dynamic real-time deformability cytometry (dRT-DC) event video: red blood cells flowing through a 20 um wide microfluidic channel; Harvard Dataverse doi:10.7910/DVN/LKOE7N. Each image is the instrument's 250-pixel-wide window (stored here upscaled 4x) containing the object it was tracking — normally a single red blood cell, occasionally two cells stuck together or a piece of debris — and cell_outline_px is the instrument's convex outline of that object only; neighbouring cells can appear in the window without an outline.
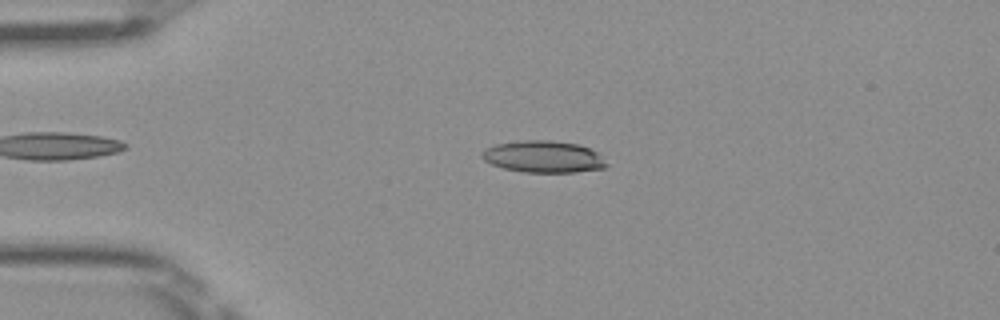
{"species": "Egyptian fruit bat (a non-hibernating species)", "species_latin": "Rousettus aegyptiacus", "temperature_condition": "room temperature", "stored_images_in_passage": 49, "camera_frame_rate_fps": 3000, "um_per_image_px": 0.085, "frame": {"image": 1, "passage_image": 11, "time_ms": 3.333, "image_size_px": [1000, 320], "cell_outline_px": [[608, 164], [604, 168], [576, 172], [524, 172], [504, 168], [492, 164], [484, 160], [480, 156], [480, 152], [496, 144], [524, 140], [552, 140], [580, 144], [596, 152]], "centroid_in_image_um": [46.18, 13.31], "position_along_channel_um": 38.8, "area_um2": 23.0}}
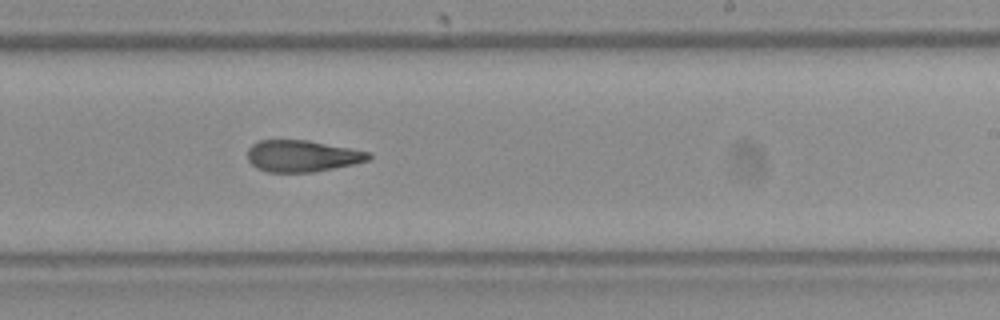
{"frame": {"image": 2, "passage_image": 30, "time_ms": 9.667, "image_size_px": [1000, 320], "cell_outline_px": [[372, 160], [312, 172], [268, 172], [256, 168], [248, 160], [248, 148], [252, 144], [260, 140], [308, 140], [372, 152]], "centroid_in_image_um": [25.71, 13.25], "position_along_channel_um": 263.3, "area_um2": 22.37}}
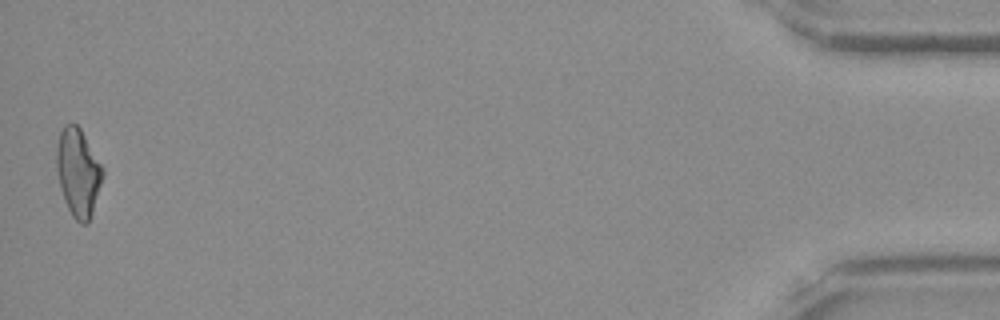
{"frame": {"image": 3, "passage_image": 49, "time_ms": 16.0, "image_size_px": [1000, 320], "cell_outline_px": [[104, 176], [88, 224], [80, 224], [72, 216], [64, 200], [60, 188], [56, 168], [56, 148], [60, 132], [64, 124], [76, 124], [80, 128], [104, 168]], "centroid_in_image_um": [6.64, 14.66], "position_along_channel_um": 428.6, "area_um2": 23.76}, "authors_computed_cell_mechanics": {"area_um2": 23.0622, "velocity_mm_per_s": 4.0586, "shape_relaxation_time_tau1_ms": null, "shape_relaxation_time_tau2_ms": 3.2454, "deformation_change_tau1": null, "deformation_change_tau2": 0.1265}}